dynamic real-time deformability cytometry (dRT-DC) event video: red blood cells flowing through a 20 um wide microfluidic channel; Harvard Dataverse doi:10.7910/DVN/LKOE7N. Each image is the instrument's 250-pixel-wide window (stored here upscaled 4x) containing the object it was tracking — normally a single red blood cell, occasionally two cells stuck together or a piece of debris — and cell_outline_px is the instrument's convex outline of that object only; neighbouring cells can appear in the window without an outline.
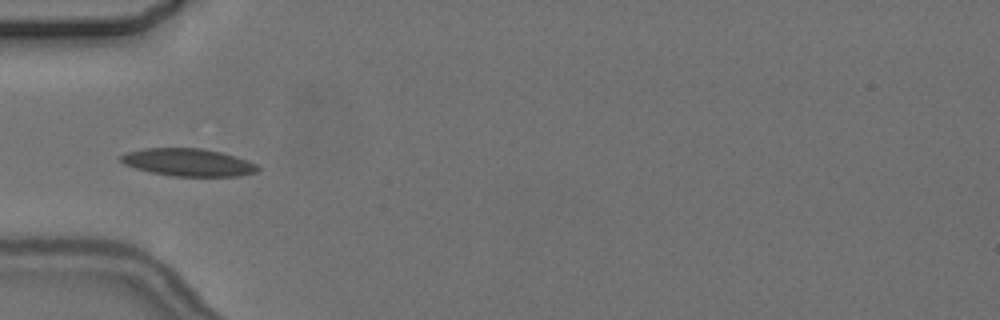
{"species": "common noctule bat (a hibernating species)", "species_latin": "Nyctalus noctula", "temperature_condition": "cold", "stored_images_in_passage": 7, "camera_frame_rate_fps": 3000, "um_per_image_px": 0.085, "animal": {"sex": "female", "body_mass_g": 24.6, "forearm_length_mm": 56.2}, "frame": {"image": 1, "passage_image": 6, "time_ms": 6.667, "image_size_px": [1000, 320], "cell_outline_px": [[260, 168], [256, 172], [240, 176], [172, 176], [152, 172], [136, 168], [124, 164], [120, 160], [120, 156], [128, 152], [144, 148], [200, 148], [220, 152], [248, 160], [256, 164]], "centroid_in_image_um": [16.01, 13.8], "position_along_channel_um": 69.0, "area_um2": 21.85}}
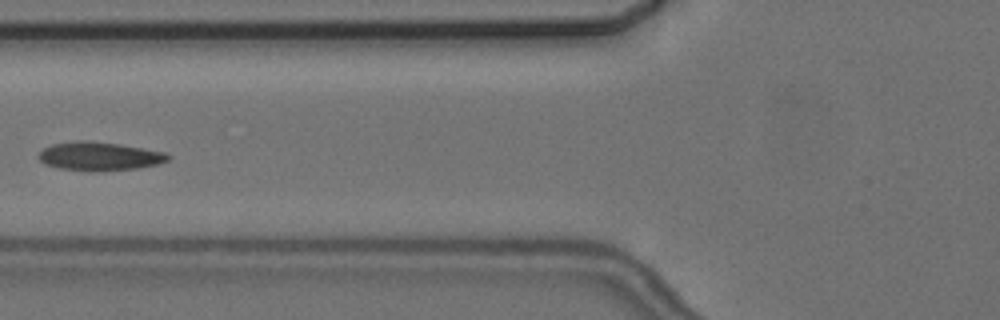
{"frame": {"image": 2, "passage_image": 7, "time_ms": 8.0, "image_size_px": [1000, 320], "cell_outline_px": [[172, 156], [168, 160], [156, 164], [136, 168], [100, 172], [92, 172], [60, 168], [44, 164], [40, 160], [40, 152], [44, 148], [52, 144], [80, 140], [88, 140], [120, 144], [164, 152]], "centroid_in_image_um": [8.45, 13.29], "position_along_channel_um": 117.4, "area_um2": 21.56}}